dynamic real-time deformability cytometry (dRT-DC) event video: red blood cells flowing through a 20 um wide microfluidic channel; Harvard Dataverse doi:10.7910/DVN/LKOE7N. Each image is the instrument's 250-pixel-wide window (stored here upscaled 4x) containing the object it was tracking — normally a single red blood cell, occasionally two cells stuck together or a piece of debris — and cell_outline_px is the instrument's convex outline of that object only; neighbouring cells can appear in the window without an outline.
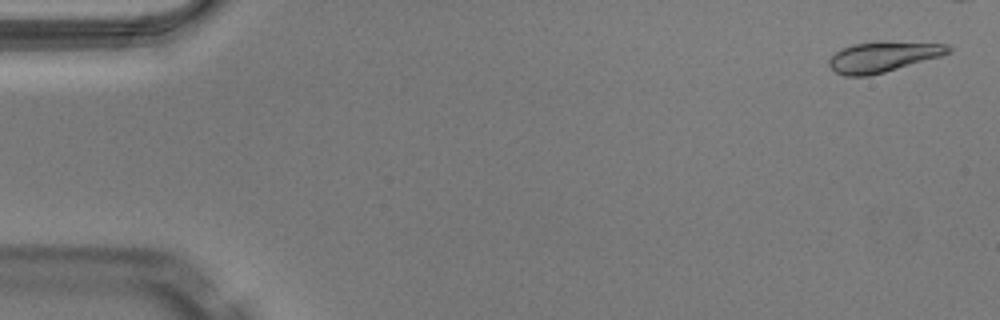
{"species": "Egyptian fruit bat (a non-hibernating species)", "species_latin": "Rousettus aegyptiacus", "temperature_condition": "warm", "stored_images_in_passage": 41, "camera_frame_rate_fps": 3000, "um_per_image_px": 0.085, "animal": {"sex": "male"}, "frame": {"image": 1, "passage_image": 2, "time_ms": 0.333, "image_size_px": [1000, 320], "cell_outline_px": [[952, 52], [940, 56], [884, 72], [868, 76], [844, 76], [836, 72], [828, 64], [828, 60], [840, 48], [852, 44], [948, 44], [952, 48]], "centroid_in_image_um": [74.99, 4.88], "position_along_channel_um": 10.0, "area_um2": 20.0}}
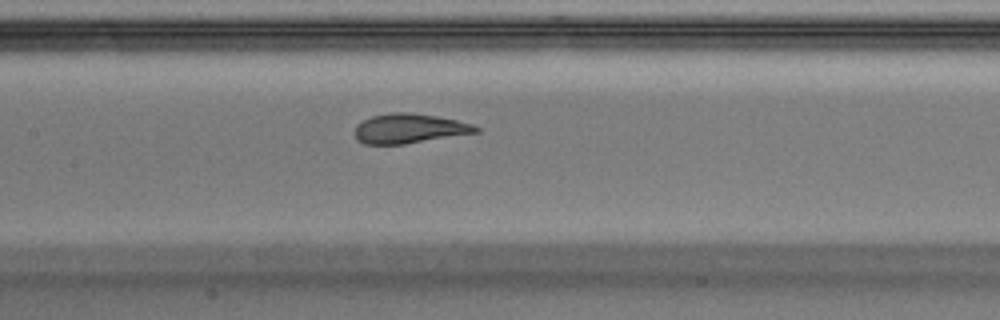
{"frame": {"image": 2, "passage_image": 24, "time_ms": 7.667, "image_size_px": [1000, 320], "cell_outline_px": [[480, 132], [404, 144], [364, 144], [356, 140], [356, 124], [372, 116], [388, 112], [412, 112], [436, 116], [456, 120], [472, 124], [480, 128]], "centroid_in_image_um": [34.79, 10.92], "position_along_channel_um": 172.6, "area_um2": 20.92}}
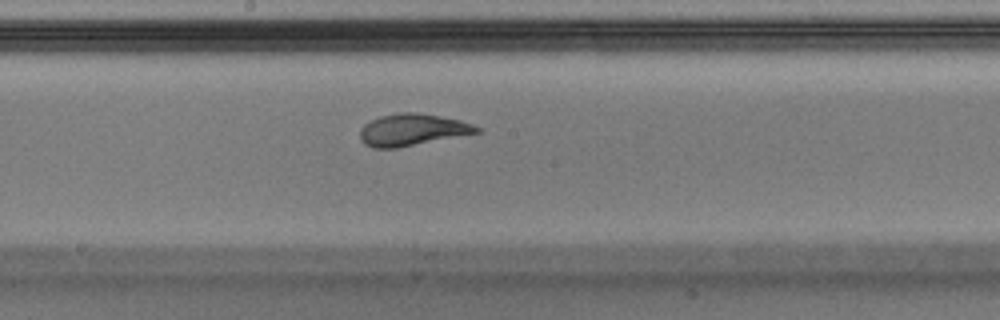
{"frame": {"image": 3, "passage_image": 27, "time_ms": 8.667, "image_size_px": [1000, 320], "cell_outline_px": [[480, 132], [396, 148], [372, 148], [364, 144], [360, 140], [360, 128], [364, 124], [380, 116], [400, 112], [416, 112], [460, 120], [472, 124], [480, 128]], "centroid_in_image_um": [35.0, 11.03], "position_along_channel_um": 213.2, "area_um2": 21.5}}